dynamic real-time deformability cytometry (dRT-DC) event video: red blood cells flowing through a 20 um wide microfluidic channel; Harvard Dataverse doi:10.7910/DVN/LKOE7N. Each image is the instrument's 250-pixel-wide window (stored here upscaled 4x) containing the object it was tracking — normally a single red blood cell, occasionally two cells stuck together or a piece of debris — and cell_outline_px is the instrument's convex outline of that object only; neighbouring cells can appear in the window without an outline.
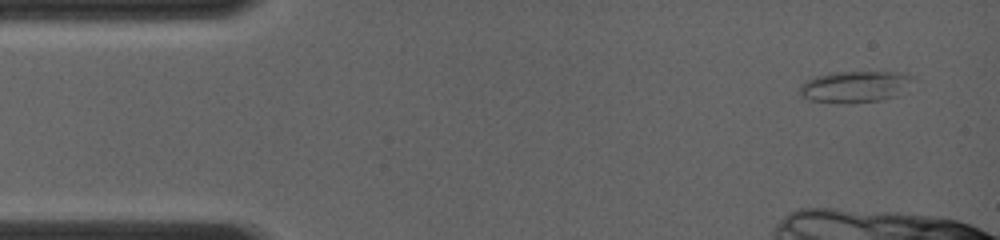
{"species": "common noctule bat (a hibernating species)", "species_latin": "Nyctalus noctula", "temperature_condition": "room temperature", "stored_images_in_passage": 6, "camera_frame_rate_fps": 4000, "um_per_image_px": 0.085, "animal": {"sex": "female", "body_mass_g": 19.0, "forearm_length_mm": 56.7}, "frame": {"image": 1, "passage_image": 1, "time_ms": 0.0, "image_size_px": [1000, 240], "cell_outline_px": [[912, 76], [896, 96], [880, 100], [848, 104], [808, 100], [800, 92], [800, 88], [804, 80], [816, 76], [832, 72], [904, 72]], "centroid_in_image_um": [72.58, 7.37], "position_along_channel_um": 12.4, "area_um2": 20.4}}